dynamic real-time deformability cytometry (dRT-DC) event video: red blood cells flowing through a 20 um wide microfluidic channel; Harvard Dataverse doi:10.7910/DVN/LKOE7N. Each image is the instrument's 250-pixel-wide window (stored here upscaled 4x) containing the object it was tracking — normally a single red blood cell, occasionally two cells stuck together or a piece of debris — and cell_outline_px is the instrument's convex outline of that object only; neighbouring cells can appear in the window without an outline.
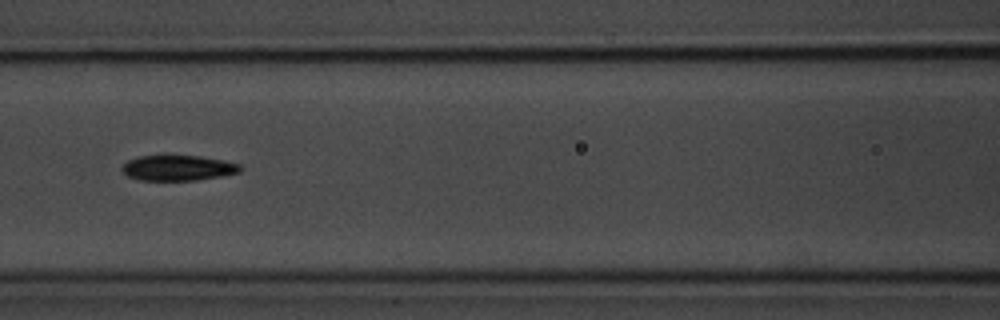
{"species": "common noctule bat (a hibernating species)", "species_latin": "Nyctalus noctula", "temperature_condition": "room temperature", "stored_images_in_passage": 23, "camera_frame_rate_fps": 3000, "um_per_image_px": 0.085, "animal": {"sex": "male", "body_mass_g": 20.1, "forearm_length_mm": 53.5}, "frame": {"image": 1, "passage_image": 10, "time_ms": 3.0, "image_size_px": [1000, 320], "cell_outline_px": [[240, 172], [224, 176], [196, 180], [140, 180], [128, 176], [120, 168], [128, 160], [140, 156], [200, 156], [224, 160], [240, 164]], "centroid_in_image_um": [15.15, 14.28], "position_along_channel_um": 151.5, "area_um2": 17.4}}